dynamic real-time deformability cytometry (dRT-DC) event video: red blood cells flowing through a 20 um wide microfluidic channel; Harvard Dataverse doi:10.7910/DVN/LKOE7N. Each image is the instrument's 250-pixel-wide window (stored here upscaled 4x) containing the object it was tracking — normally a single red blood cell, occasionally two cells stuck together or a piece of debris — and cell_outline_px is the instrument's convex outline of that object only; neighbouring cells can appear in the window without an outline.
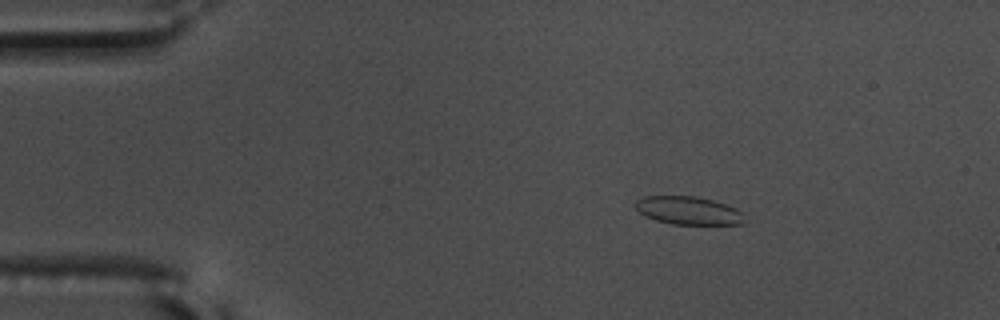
{"species": "common noctule bat (a hibernating species)", "species_latin": "Nyctalus noctula", "temperature_condition": "warm", "stored_images_in_passage": 49, "camera_frame_rate_fps": 3000, "um_per_image_px": 0.085, "animal": {"sex": "male", "body_mass_g": 17.5, "forearm_length_mm": 52.3}, "frame": {"image": 1, "passage_image": 2, "time_ms": 0.333, "image_size_px": [1000, 320], "cell_outline_px": [[744, 224], [672, 224], [656, 220], [644, 216], [636, 208], [636, 200], [644, 196], [696, 196], [712, 200], [736, 208], [744, 212]], "centroid_in_image_um": [58.53, 17.89], "position_along_channel_um": 26.5, "area_um2": 17.86}}
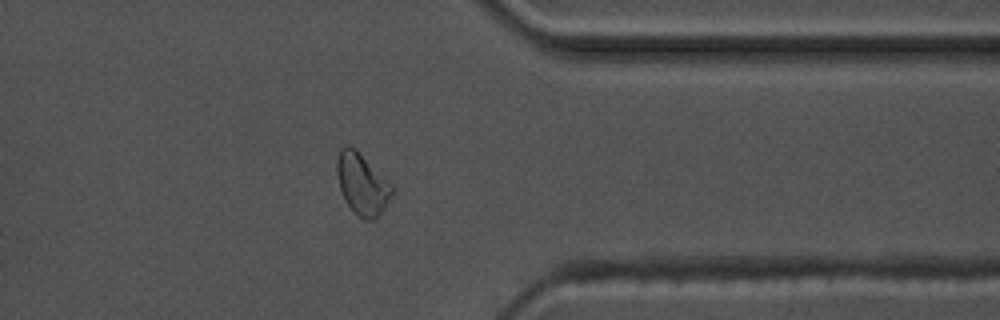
{"frame": {"image": 2, "passage_image": 38, "time_ms": 12.333, "image_size_px": [1000, 320], "cell_outline_px": [[396, 188], [384, 208], [376, 220], [364, 220], [356, 216], [352, 212], [344, 200], [340, 188], [336, 172], [336, 164], [340, 148], [344, 144], [348, 144], [356, 148]], "centroid_in_image_um": [30.78, 15.65], "position_along_channel_um": 380.6, "area_um2": 20.23}}
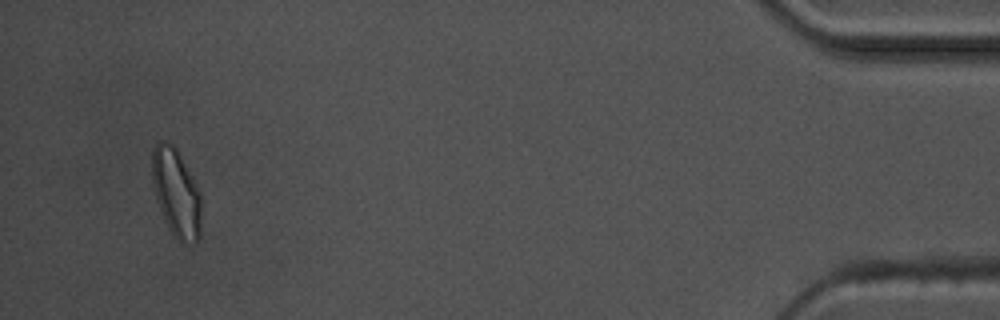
{"frame": {"image": 3, "passage_image": 47, "time_ms": 15.333, "image_size_px": [1000, 320], "cell_outline_px": [[200, 236], [192, 244], [180, 240], [172, 236], [164, 220], [156, 200], [152, 184], [152, 148], [160, 140], [164, 140], [172, 144], [176, 148], [196, 184], [200, 192]], "centroid_in_image_um": [14.95, 16.39], "position_along_channel_um": 420.3, "area_um2": 25.26}, "authors_computed_cell_mechanics": {"area_um2": 17.9758, "velocity_mm_per_s": 3.5954, "shape_relaxation_time_tau1_ms": 3.3535, "shape_relaxation_time_tau2_ms": 1.0724, "deformation_change_tau1": 0.1094, "deformation_change_tau2": 0.0678}}